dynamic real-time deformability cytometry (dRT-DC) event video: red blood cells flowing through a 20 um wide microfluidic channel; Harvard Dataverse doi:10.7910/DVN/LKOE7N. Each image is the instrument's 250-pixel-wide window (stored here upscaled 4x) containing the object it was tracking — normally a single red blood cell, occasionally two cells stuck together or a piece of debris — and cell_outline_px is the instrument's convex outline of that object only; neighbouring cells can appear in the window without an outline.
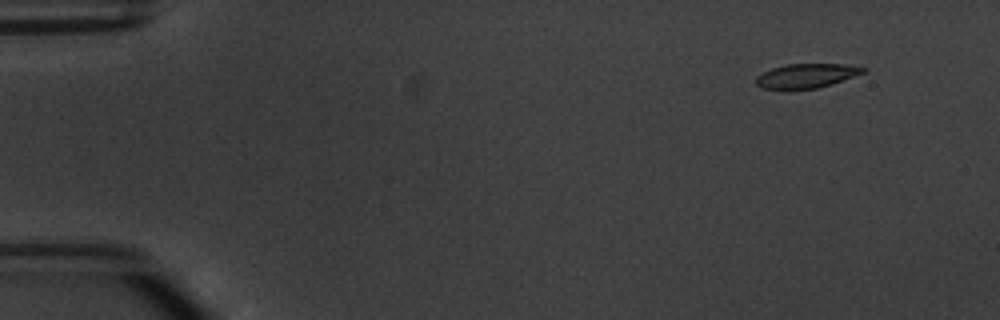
{"species": "common noctule bat (a hibernating species)", "species_latin": "Nyctalus noctula", "temperature_condition": "warm", "stored_images_in_passage": 5, "camera_frame_rate_fps": 3000, "um_per_image_px": 0.085, "animal": {"sex": "male", "body_mass_g": 20.1, "forearm_length_mm": 53.5}, "frame": {"image": 1, "passage_image": 2, "time_ms": 1.0, "image_size_px": [1000, 320], "cell_outline_px": [[868, 72], [832, 84], [816, 88], [788, 92], [760, 88], [756, 84], [756, 76], [772, 68], [788, 64], [844, 64], [868, 68]], "centroid_in_image_um": [68.53, 6.48], "position_along_channel_um": 16.5, "area_um2": 15.84}}